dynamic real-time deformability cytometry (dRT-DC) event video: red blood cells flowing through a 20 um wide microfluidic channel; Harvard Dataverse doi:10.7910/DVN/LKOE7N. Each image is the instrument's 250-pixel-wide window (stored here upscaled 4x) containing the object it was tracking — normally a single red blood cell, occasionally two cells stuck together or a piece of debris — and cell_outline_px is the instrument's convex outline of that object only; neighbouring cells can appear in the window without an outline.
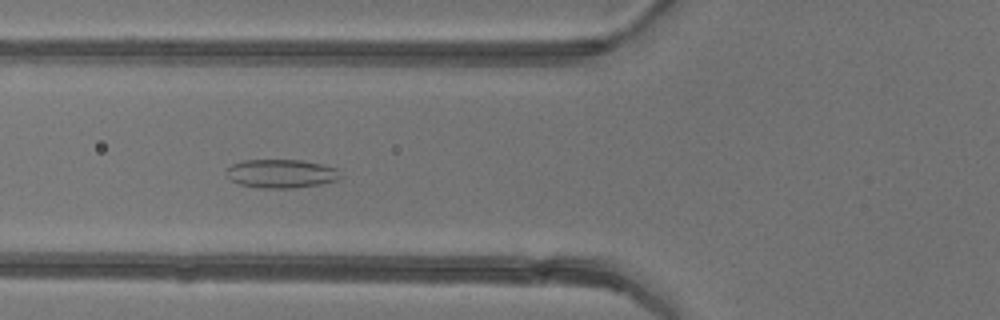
{"species": "common noctule bat (a hibernating species)", "species_latin": "Nyctalus noctula", "temperature_condition": "warm", "stored_images_in_passage": 7, "camera_frame_rate_fps": 3000, "um_per_image_px": 0.085, "animal": {"sex": "female"}, "frame": {"image": 1, "passage_image": 5, "time_ms": 4.667, "image_size_px": [1000, 320], "cell_outline_px": [[344, 176], [336, 180], [320, 184], [292, 188], [260, 188], [240, 184], [232, 180], [224, 172], [224, 168], [232, 164], [244, 160], [304, 160], [336, 168]], "centroid_in_image_um": [23.89, 14.75], "position_along_channel_um": 101.9, "area_um2": 19.13}}
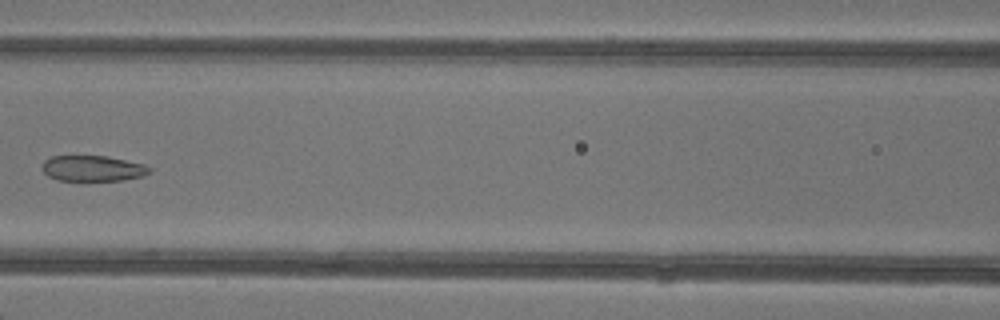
{"frame": {"image": 2, "passage_image": 6, "time_ms": 6.0, "image_size_px": [1000, 320], "cell_outline_px": [[152, 172], [144, 176], [124, 180], [84, 184], [80, 184], [56, 180], [48, 176], [40, 168], [44, 160], [52, 156], [108, 156], [144, 164], [152, 168]], "centroid_in_image_um": [7.87, 14.38], "position_along_channel_um": 158.7, "area_um2": 17.28}}
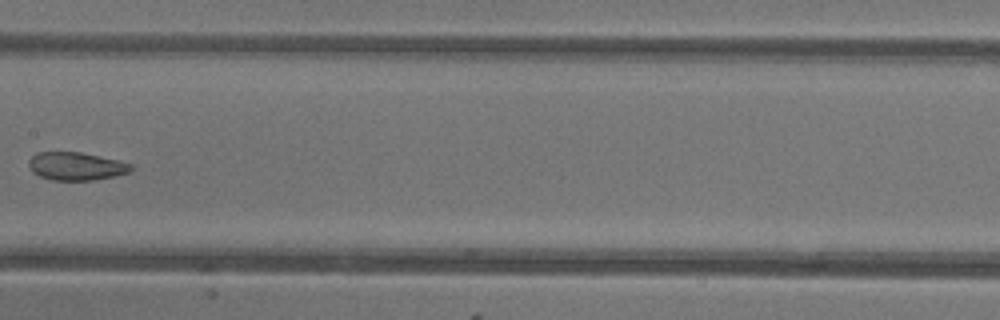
{"frame": {"image": 3, "passage_image": 7, "time_ms": 7.0, "image_size_px": [1000, 320], "cell_outline_px": [[136, 168], [128, 172], [112, 176], [92, 180], [52, 180], [40, 176], [32, 172], [28, 164], [28, 160], [36, 152], [80, 152], [100, 156], [132, 164]], "centroid_in_image_um": [6.45, 14.12], "position_along_channel_um": 201.0, "area_um2": 16.65}}